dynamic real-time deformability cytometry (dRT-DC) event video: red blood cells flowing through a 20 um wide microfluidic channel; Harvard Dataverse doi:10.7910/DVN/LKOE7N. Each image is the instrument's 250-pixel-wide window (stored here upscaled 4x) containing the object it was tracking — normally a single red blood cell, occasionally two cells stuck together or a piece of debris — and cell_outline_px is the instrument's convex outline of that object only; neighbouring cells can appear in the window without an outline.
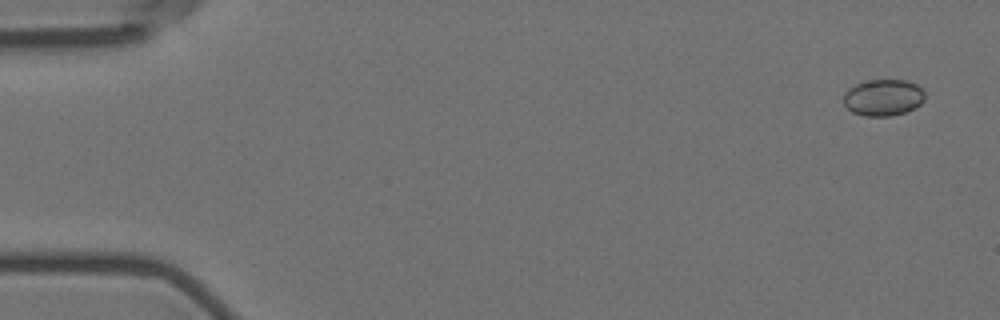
{"species": "Egyptian fruit bat (a non-hibernating species)", "species_latin": "Rousettus aegyptiacus", "temperature_condition": "room temperature", "stored_images_in_passage": 5, "camera_frame_rate_fps": 3000, "um_per_image_px": 0.085, "animal": {"sex": "female"}, "frame": {"image": 1, "passage_image": 1, "time_ms": 0.0, "image_size_px": [1000, 320], "cell_outline_px": [[924, 100], [916, 108], [892, 116], [864, 116], [852, 112], [844, 104], [844, 92], [848, 88], [864, 80], [908, 80], [916, 84], [924, 92]], "centroid_in_image_um": [75.07, 8.29], "position_along_channel_um": 9.9, "area_um2": 17.46}}
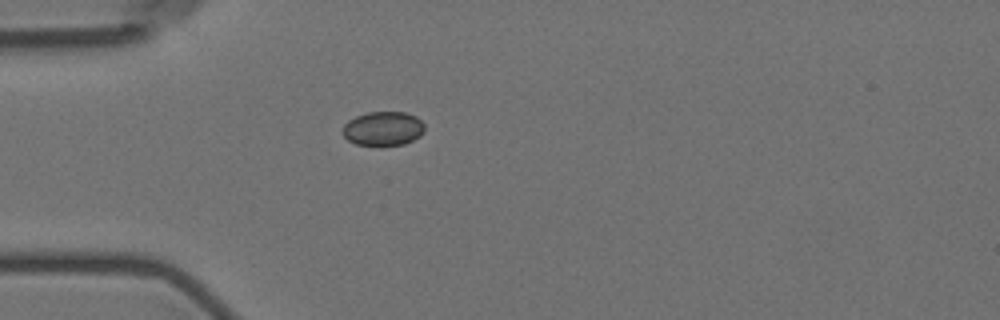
{"frame": {"image": 2, "passage_image": 5, "time_ms": 4.667, "image_size_px": [1000, 320], "cell_outline_px": [[424, 132], [420, 136], [404, 144], [356, 144], [348, 140], [344, 136], [344, 124], [348, 120], [356, 116], [368, 112], [408, 112], [416, 116], [424, 124]], "centroid_in_image_um": [32.59, 10.9], "position_along_channel_um": 52.4, "area_um2": 16.07}}